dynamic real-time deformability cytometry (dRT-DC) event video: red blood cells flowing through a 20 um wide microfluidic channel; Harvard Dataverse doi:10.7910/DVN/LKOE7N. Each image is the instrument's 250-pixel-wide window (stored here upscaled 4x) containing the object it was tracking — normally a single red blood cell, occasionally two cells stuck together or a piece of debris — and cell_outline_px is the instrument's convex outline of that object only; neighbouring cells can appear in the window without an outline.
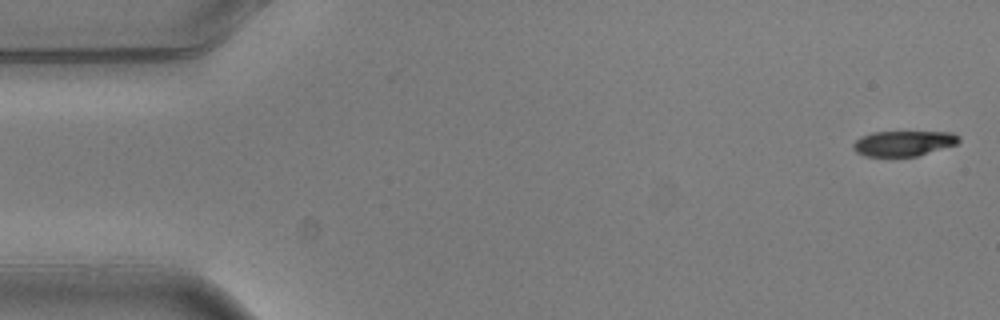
{"species": "common noctule bat (a hibernating species)", "species_latin": "Nyctalus noctula", "temperature_condition": "warm", "stored_images_in_passage": 5, "camera_frame_rate_fps": 3000, "um_per_image_px": 0.085, "animal": {"sex": "male", "body_mass_g": 20.5, "forearm_length_mm": 52.5}, "frame": {"image": 1, "passage_image": 1, "time_ms": 0.0, "image_size_px": [1000, 320], "cell_outline_px": [[960, 140], [956, 144], [916, 156], [864, 156], [856, 152], [852, 148], [852, 144], [860, 136], [872, 132], [952, 132], [960, 136]], "centroid_in_image_um": [76.76, 12.17], "position_along_channel_um": 8.2, "area_um2": 15.55}}
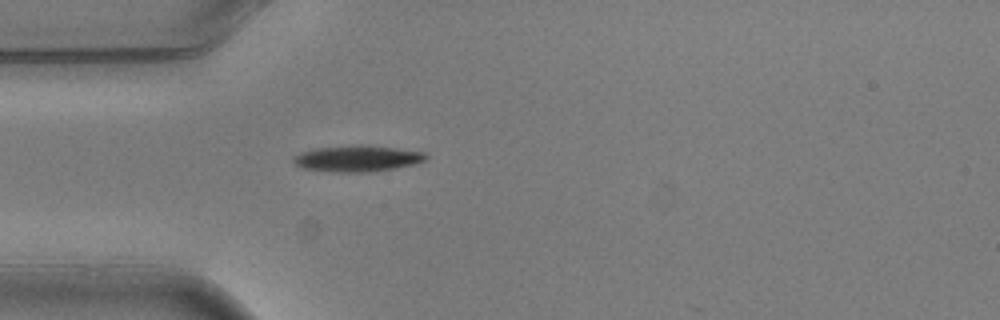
{"frame": {"image": 2, "passage_image": 5, "time_ms": 1.333, "image_size_px": [1000, 320], "cell_outline_px": [[428, 160], [416, 164], [396, 168], [372, 172], [332, 172], [300, 168], [292, 160], [292, 156], [300, 152], [312, 148], [360, 144], [368, 144], [424, 152], [428, 156]], "centroid_in_image_um": [30.37, 13.47], "position_along_channel_um": 54.6, "area_um2": 20.81}}